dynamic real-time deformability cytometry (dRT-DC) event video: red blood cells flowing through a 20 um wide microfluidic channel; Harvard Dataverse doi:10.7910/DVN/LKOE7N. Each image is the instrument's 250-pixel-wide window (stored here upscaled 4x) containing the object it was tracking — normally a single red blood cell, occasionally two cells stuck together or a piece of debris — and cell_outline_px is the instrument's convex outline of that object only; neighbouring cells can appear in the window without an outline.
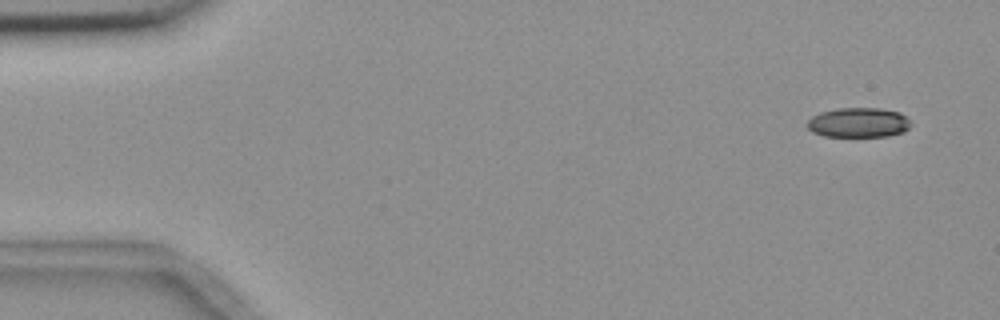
{"species": "common noctule bat (a hibernating species)", "species_latin": "Nyctalus noctula", "temperature_condition": "room temperature", "stored_images_in_passage": 14, "camera_frame_rate_fps": 3000, "um_per_image_px": 0.085, "animal": {"sex": "female", "body_mass_g": 18.4}, "frame": {"image": 1, "passage_image": 1, "time_ms": 0.0, "image_size_px": [1000, 320], "cell_outline_px": [[912, 124], [904, 132], [888, 136], [824, 136], [812, 132], [808, 128], [808, 120], [812, 116], [820, 112], [836, 108], [880, 108], [900, 112]], "centroid_in_image_um": [72.97, 10.41], "position_along_channel_um": 12.0, "area_um2": 17.98}}
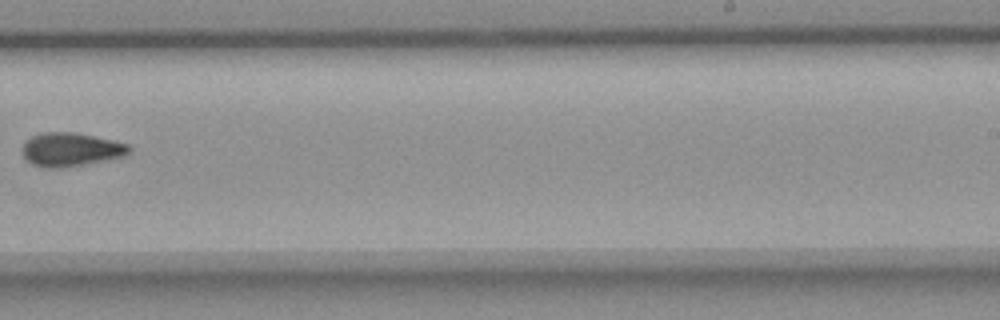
{"frame": {"image": 2, "passage_image": 9, "time_ms": 10.667, "image_size_px": [1000, 320], "cell_outline_px": [[132, 148], [124, 156], [104, 160], [80, 164], [52, 168], [48, 168], [36, 164], [28, 160], [24, 156], [20, 148], [24, 140], [32, 136], [44, 132], [76, 132], [112, 140], [128, 144]], "centroid_in_image_um": [5.99, 12.67], "position_along_channel_um": 283.0, "area_um2": 20.58}}
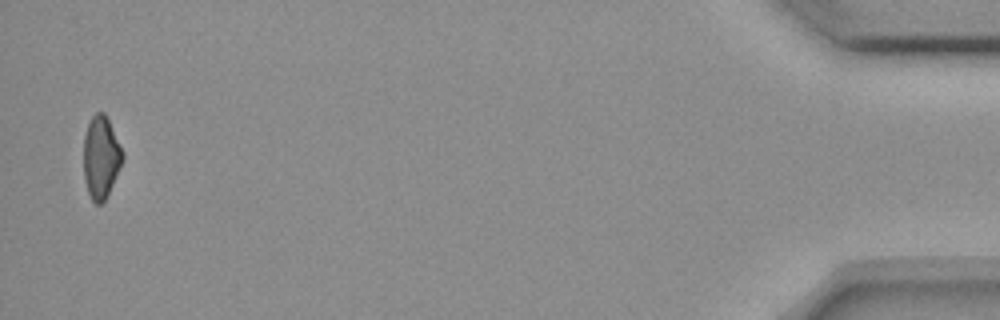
{"frame": {"image": 3, "passage_image": 14, "time_ms": 17.0, "image_size_px": [1000, 320], "cell_outline_px": [[124, 160], [108, 196], [100, 204], [96, 204], [92, 200], [88, 192], [84, 180], [84, 136], [88, 124], [92, 116], [96, 112], [104, 112], [124, 152]], "centroid_in_image_um": [8.6, 13.39], "position_along_channel_um": 426.6, "area_um2": 18.84}, "authors_computed_cell_mechanics": {"area_um2": 20.1433, "velocity_mm_per_s": 3.6762, "shape_relaxation_time_tau1_ms": 3.299, "shape_relaxation_time_tau2_ms": null, "deformation_change_tau1": 0.0846, "deformation_change_tau2": null}}